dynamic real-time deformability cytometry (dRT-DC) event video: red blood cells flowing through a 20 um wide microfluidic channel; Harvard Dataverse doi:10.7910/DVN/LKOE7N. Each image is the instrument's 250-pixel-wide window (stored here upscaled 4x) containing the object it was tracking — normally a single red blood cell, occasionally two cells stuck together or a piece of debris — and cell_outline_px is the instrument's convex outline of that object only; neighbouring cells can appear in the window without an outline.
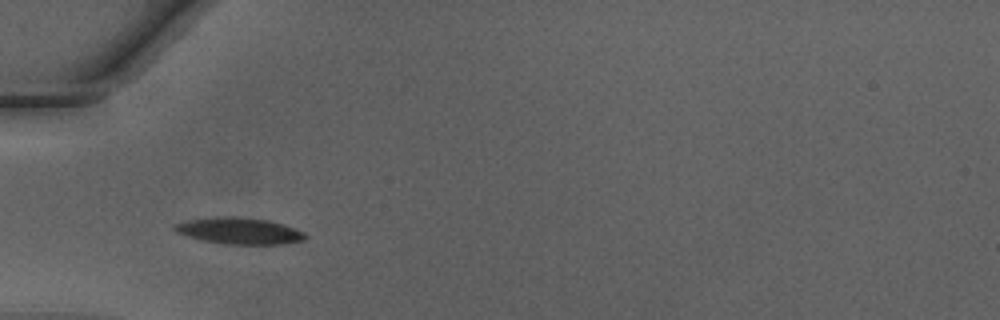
{"species": "Egyptian fruit bat (a non-hibernating species)", "species_latin": "Rousettus aegyptiacus", "temperature_condition": "warm", "stored_images_in_passage": 33, "camera_frame_rate_fps": 3000, "um_per_image_px": 0.085, "animal": {"sex": "male"}, "frame": {"image": 1, "passage_image": 1, "time_ms": 0.0, "image_size_px": [1000, 320], "cell_outline_px": [[308, 236], [304, 240], [284, 244], [224, 244], [200, 240], [176, 232], [172, 228], [176, 224], [188, 220], [216, 216], [232, 216], [268, 220], [304, 232]], "centroid_in_image_um": [20.31, 19.63], "position_along_channel_um": 64.7, "area_um2": 20.06}}
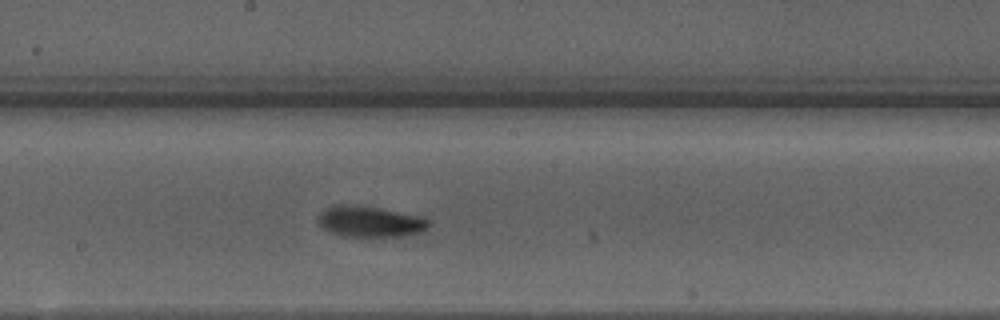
{"frame": {"image": 2, "passage_image": 12, "time_ms": 3.667, "image_size_px": [1000, 320], "cell_outline_px": [[432, 224], [428, 228], [420, 232], [404, 236], [368, 240], [340, 236], [324, 228], [320, 224], [320, 212], [324, 208], [336, 204], [352, 204], [376, 208], [420, 216], [428, 220]], "centroid_in_image_um": [31.46, 18.89], "position_along_channel_um": 216.7, "area_um2": 20.63}}
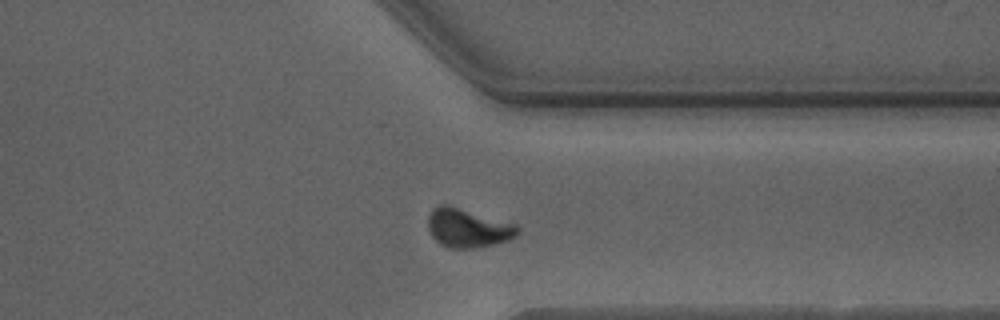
{"frame": {"image": 3, "passage_image": 23, "time_ms": 7.333, "image_size_px": [1000, 320], "cell_outline_px": [[520, 232], [516, 236], [508, 240], [496, 244], [472, 248], [448, 248], [440, 244], [432, 236], [428, 228], [428, 216], [432, 208], [440, 204], [448, 204], [516, 224], [520, 228]], "centroid_in_image_um": [39.77, 19.37], "position_along_channel_um": 371.6, "area_um2": 20.46}, "authors_computed_cell_mechanics": {"area_um2": 19.363, "velocity_mm_per_s": 4.2364, "shape_relaxation_time_tau1_ms": 1.8224, "shape_relaxation_time_tau2_ms": 1.1534, "deformation_change_tau1": 0.098, "deformation_change_tau2": 0.0648}}